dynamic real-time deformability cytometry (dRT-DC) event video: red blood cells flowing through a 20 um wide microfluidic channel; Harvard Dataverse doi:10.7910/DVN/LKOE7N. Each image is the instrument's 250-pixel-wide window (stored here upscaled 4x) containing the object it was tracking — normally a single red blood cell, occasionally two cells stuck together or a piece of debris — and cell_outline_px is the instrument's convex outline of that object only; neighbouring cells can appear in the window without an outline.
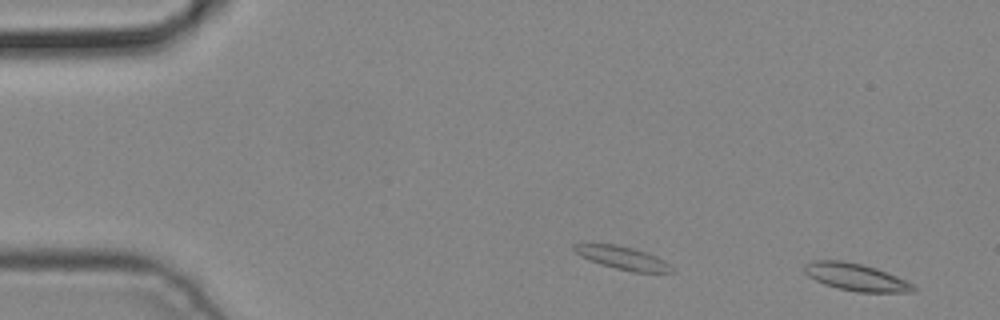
{"species": "common noctule bat (a hibernating species)", "species_latin": "Nyctalus noctula", "temperature_condition": "cold", "stored_images_in_passage": 4, "camera_frame_rate_fps": 3000, "um_per_image_px": 0.085, "animal": {"sex": "male", "body_mass_g": 19.2, "forearm_length_mm": 51.8}, "frame": {"image": 1, "passage_image": 1, "time_ms": 0.0, "image_size_px": [1000, 320], "cell_outline_px": [[916, 292], [856, 292], [824, 284], [808, 276], [804, 272], [804, 264], [812, 260], [844, 260], [864, 264], [876, 268], [896, 276], [912, 284], [916, 288]], "centroid_in_image_um": [72.73, 23.54], "position_along_channel_um": 12.3, "area_um2": 17.34}}